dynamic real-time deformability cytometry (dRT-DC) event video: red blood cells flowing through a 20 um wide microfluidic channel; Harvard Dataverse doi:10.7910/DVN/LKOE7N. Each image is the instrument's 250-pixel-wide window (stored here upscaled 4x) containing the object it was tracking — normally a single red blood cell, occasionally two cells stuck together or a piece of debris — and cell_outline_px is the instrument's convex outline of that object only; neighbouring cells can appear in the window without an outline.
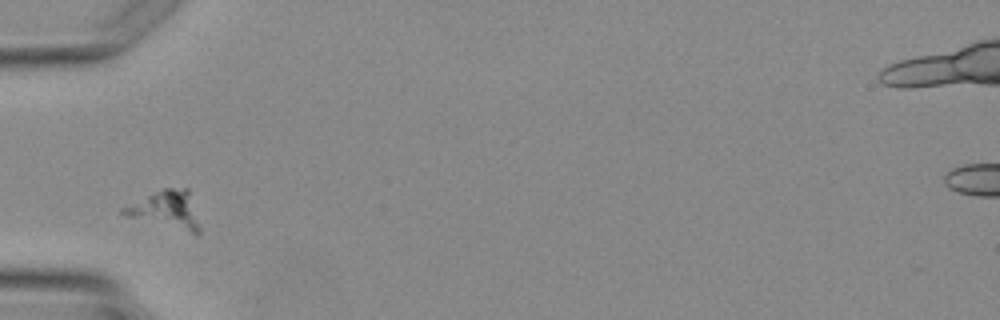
{"species": "Egyptian fruit bat (a non-hibernating species)", "species_latin": "Rousettus aegyptiacus", "temperature_condition": "warm", "stored_images_in_passage": 5, "camera_frame_rate_fps": 3000, "um_per_image_px": 0.085, "animal": {"sex": "female"}, "frame": {"image": 1, "passage_image": 4, "time_ms": 3.667, "image_size_px": [1000, 320], "cell_outline_px": [[200, 236], [196, 236], [128, 216], [120, 212], [120, 208], [164, 188], [188, 188], [200, 228]], "centroid_in_image_um": [14.16, 17.88], "position_along_channel_um": 70.8, "area_um2": 16.65}}
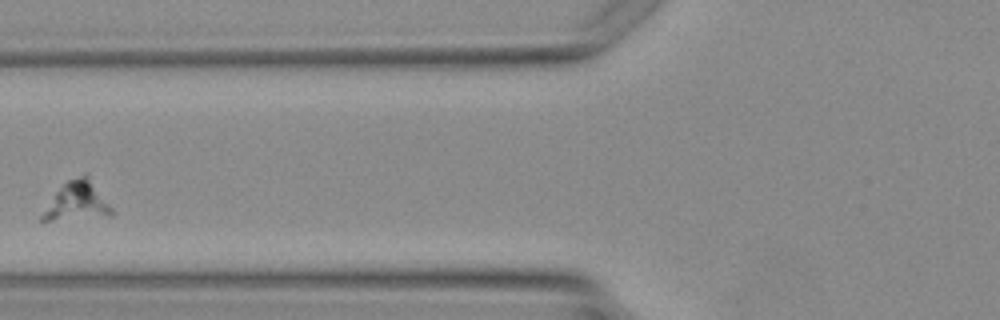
{"frame": {"image": 2, "passage_image": 5, "time_ms": 4.667, "image_size_px": [1000, 320], "cell_outline_px": [[112, 216], [52, 220], [40, 220], [40, 216], [56, 192], [68, 180], [84, 172], [88, 176], [112, 208]], "centroid_in_image_um": [6.56, 17.11], "position_along_channel_um": 119.2, "area_um2": 15.2}}